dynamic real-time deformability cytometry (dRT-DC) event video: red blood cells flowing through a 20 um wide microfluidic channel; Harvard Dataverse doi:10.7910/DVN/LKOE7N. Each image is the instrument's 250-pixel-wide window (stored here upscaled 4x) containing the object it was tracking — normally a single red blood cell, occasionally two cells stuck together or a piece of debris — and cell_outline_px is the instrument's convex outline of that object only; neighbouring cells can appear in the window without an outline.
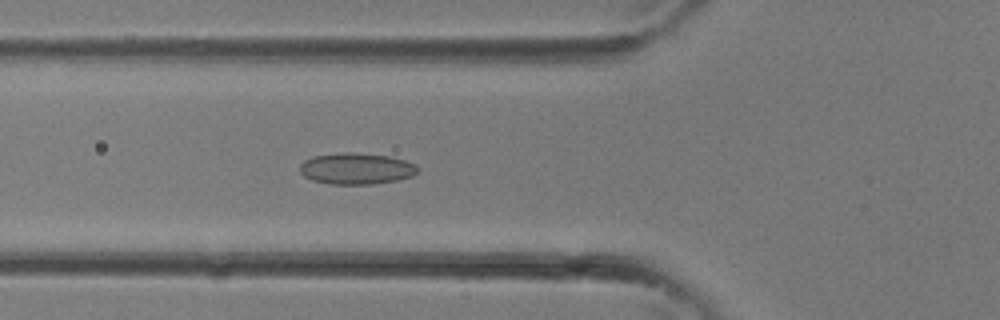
{"species": "common noctule bat (a hibernating species)", "species_latin": "Nyctalus noctula", "temperature_condition": "room temperature", "stored_images_in_passage": 34, "camera_frame_rate_fps": 3000, "um_per_image_px": 0.085, "animal": {"sex": "female"}, "frame": {"image": 1, "passage_image": 13, "time_ms": 4.0, "image_size_px": [1000, 320], "cell_outline_px": [[420, 172], [412, 176], [396, 180], [372, 184], [328, 184], [312, 180], [304, 176], [300, 172], [300, 164], [304, 160], [312, 156], [348, 152], [356, 152], [388, 156], [404, 160], [416, 164], [420, 168]], "centroid_in_image_um": [30.3, 14.33], "position_along_channel_um": 95.5, "area_um2": 21.68}}
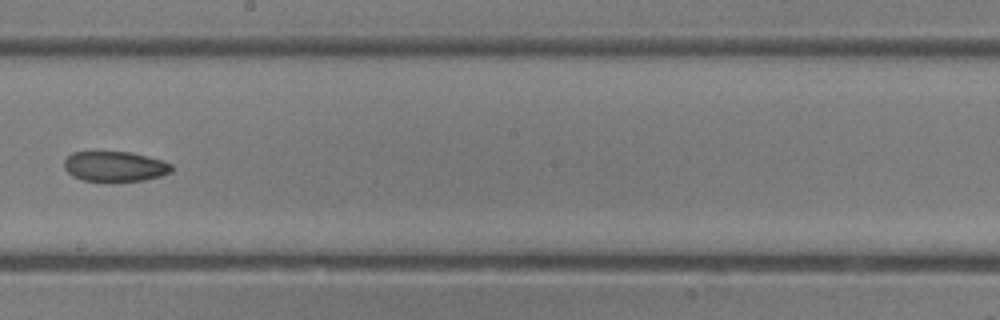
{"frame": {"image": 2, "passage_image": 20, "time_ms": 6.333, "image_size_px": [1000, 320], "cell_outline_px": [[172, 172], [160, 176], [144, 180], [84, 180], [72, 176], [64, 168], [64, 160], [72, 152], [132, 152], [164, 160], [172, 164]], "centroid_in_image_um": [9.79, 14.12], "position_along_channel_um": 238.4, "area_um2": 18.73}}
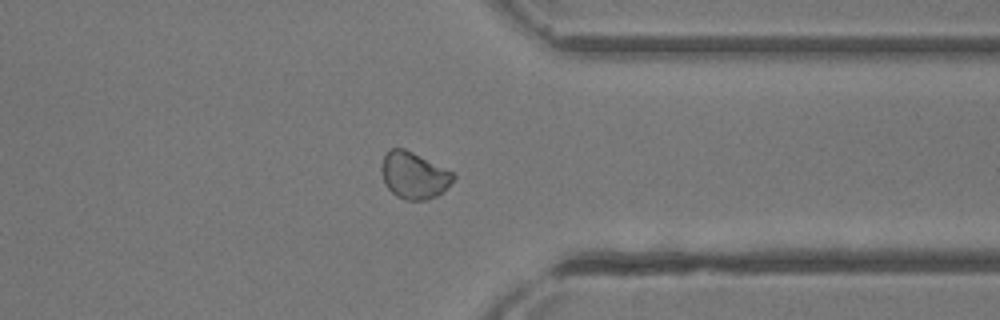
{"frame": {"image": 3, "passage_image": 27, "time_ms": 8.667, "image_size_px": [1000, 320], "cell_outline_px": [[456, 176], [436, 196], [428, 200], [404, 200], [396, 196], [384, 184], [380, 168], [380, 164], [384, 156], [392, 148], [404, 148], [452, 172]], "centroid_in_image_um": [35.12, 14.91], "position_along_channel_um": 376.3, "area_um2": 19.25}}